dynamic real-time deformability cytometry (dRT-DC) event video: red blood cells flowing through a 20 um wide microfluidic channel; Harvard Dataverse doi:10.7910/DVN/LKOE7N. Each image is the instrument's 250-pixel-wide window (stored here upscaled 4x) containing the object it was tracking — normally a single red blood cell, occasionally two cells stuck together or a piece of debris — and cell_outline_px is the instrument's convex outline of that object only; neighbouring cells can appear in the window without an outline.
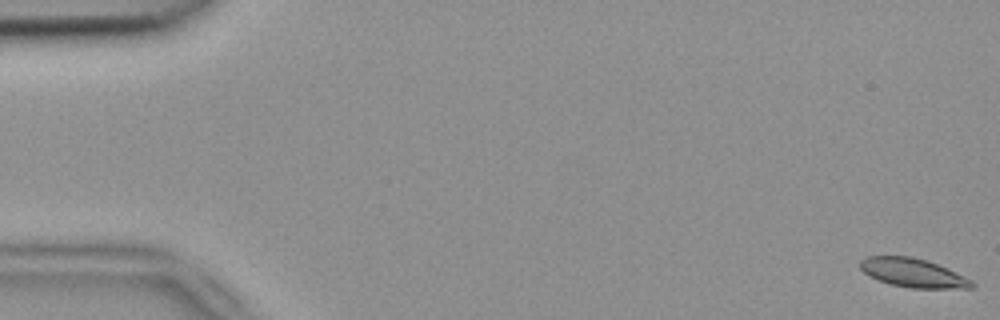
{"species": "common noctule bat (a hibernating species)", "species_latin": "Nyctalus noctula", "temperature_condition": "room temperature", "stored_images_in_passage": 12, "camera_frame_rate_fps": 3000, "um_per_image_px": 0.085, "animal": {"sex": "female", "body_mass_g": 18.4}, "frame": {"image": 1, "passage_image": 1, "time_ms": 0.0, "image_size_px": [1000, 320], "cell_outline_px": [[976, 284], [972, 288], [912, 288], [892, 284], [868, 276], [860, 268], [860, 260], [868, 256], [912, 256], [948, 268], [972, 280]], "centroid_in_image_um": [77.61, 23.19], "position_along_channel_um": 7.4, "area_um2": 18.61}}